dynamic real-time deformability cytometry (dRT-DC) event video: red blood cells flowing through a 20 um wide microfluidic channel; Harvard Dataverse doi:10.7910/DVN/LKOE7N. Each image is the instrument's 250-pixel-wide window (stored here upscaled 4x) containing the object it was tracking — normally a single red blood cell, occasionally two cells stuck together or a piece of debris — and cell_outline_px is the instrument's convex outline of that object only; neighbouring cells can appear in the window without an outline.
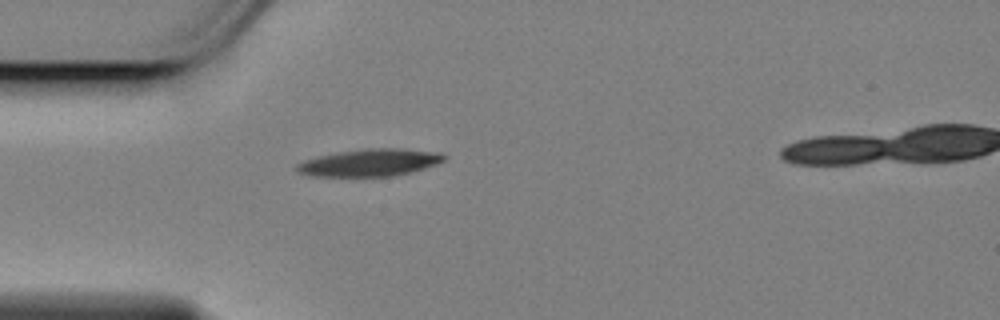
{"species": "Egyptian fruit bat (a non-hibernating species)", "species_latin": "Rousettus aegyptiacus", "temperature_condition": "cold", "stored_images_in_passage": 40, "camera_frame_rate_fps": 3000, "um_per_image_px": 0.085, "animal": {"sex": "female"}, "frame": {"image": 1, "passage_image": 1, "time_ms": 0.0, "image_size_px": [1000, 320], "cell_outline_px": [[448, 156], [444, 160], [436, 164], [424, 168], [392, 176], [312, 176], [300, 172], [296, 168], [296, 164], [304, 160], [336, 152], [364, 148], [404, 148], [440, 152]], "centroid_in_image_um": [31.47, 13.8], "position_along_channel_um": 53.5, "area_um2": 23.35}}
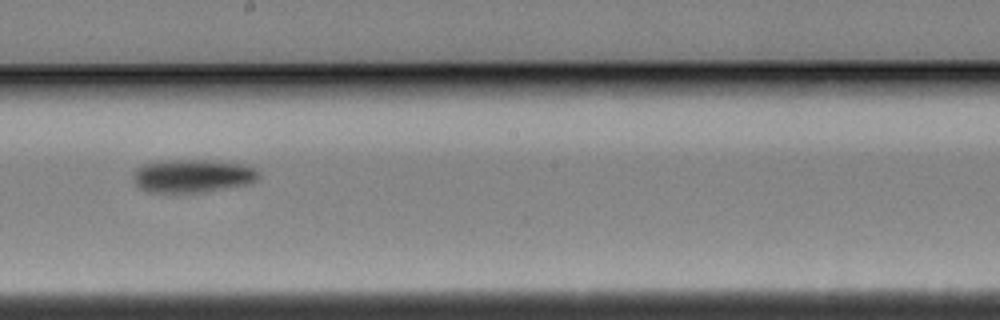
{"frame": {"image": 2, "passage_image": 17, "time_ms": 5.333, "image_size_px": [1000, 320], "cell_outline_px": [[260, 176], [252, 184], [204, 192], [148, 192], [140, 188], [136, 184], [136, 168], [144, 164], [156, 160], [216, 160], [244, 164], [260, 172]], "centroid_in_image_um": [16.44, 14.94], "position_along_channel_um": 231.8, "area_um2": 24.45}}
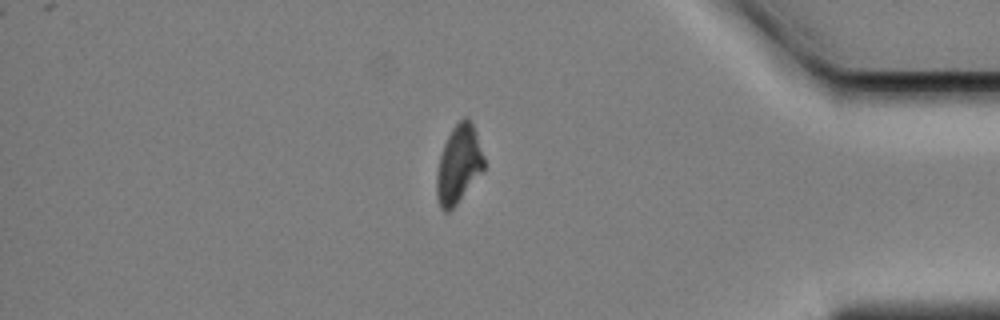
{"frame": {"image": 3, "passage_image": 34, "time_ms": 11.0, "image_size_px": [1000, 320], "cell_outline_px": [[484, 172], [456, 204], [448, 212], [444, 212], [440, 208], [436, 196], [436, 176], [440, 156], [444, 144], [452, 128], [464, 116], [468, 116], [476, 132], [484, 156]], "centroid_in_image_um": [38.99, 13.98], "position_along_channel_um": 396.2, "area_um2": 21.68}}